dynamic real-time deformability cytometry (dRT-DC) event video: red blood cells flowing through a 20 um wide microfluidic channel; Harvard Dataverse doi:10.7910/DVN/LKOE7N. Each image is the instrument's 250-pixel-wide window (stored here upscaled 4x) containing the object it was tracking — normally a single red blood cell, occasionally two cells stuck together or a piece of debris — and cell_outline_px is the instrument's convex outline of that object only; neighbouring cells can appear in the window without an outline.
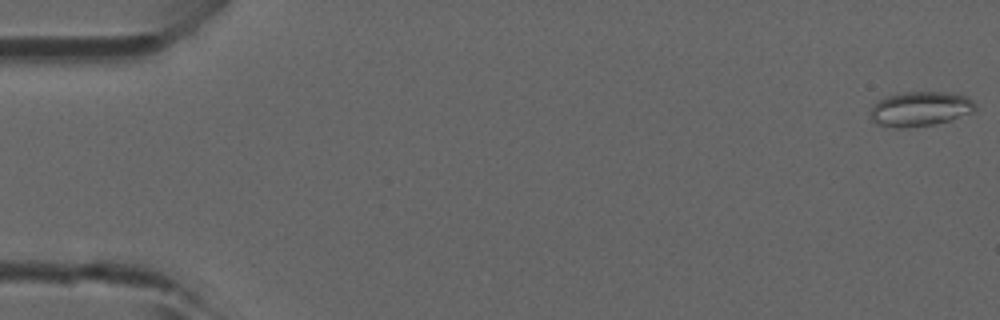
{"species": "common noctule bat (a hibernating species)", "species_latin": "Nyctalus noctula", "temperature_condition": "room temperature", "stored_images_in_passage": 46, "camera_frame_rate_fps": 3000, "um_per_image_px": 0.085, "animal": {"sex": "male", "forearm_length_mm": 52.5}, "frame": {"image": 1, "passage_image": 1, "time_ms": 0.0, "image_size_px": [1000, 320], "cell_outline_px": [[976, 112], [948, 120], [932, 124], [912, 128], [896, 128], [876, 124], [872, 120], [872, 104], [876, 100], [888, 96], [904, 92], [944, 92], [968, 96], [976, 104]], "centroid_in_image_um": [78.23, 9.26], "position_along_channel_um": 6.8, "area_um2": 21.33}}
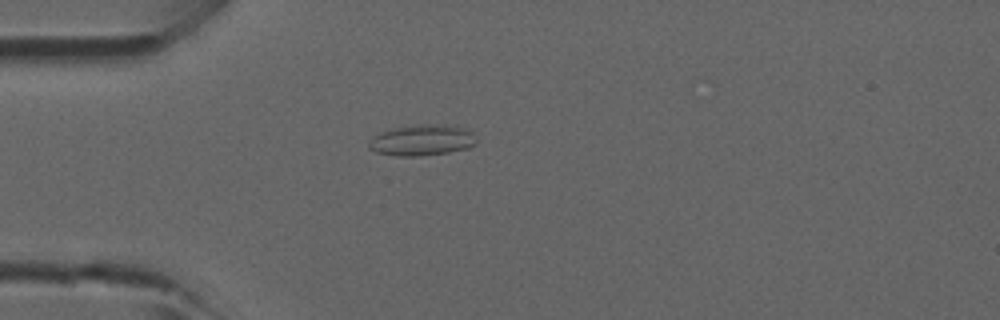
{"frame": {"image": 2, "passage_image": 13, "time_ms": 4.0, "image_size_px": [1000, 320], "cell_outline_px": [[476, 144], [468, 148], [448, 152], [420, 156], [400, 156], [376, 152], [368, 148], [368, 144], [380, 132], [392, 128], [416, 124], [448, 124], [464, 128], [472, 132], [476, 140]], "centroid_in_image_um": [35.9, 11.9], "position_along_channel_um": 49.1, "area_um2": 19.42}}
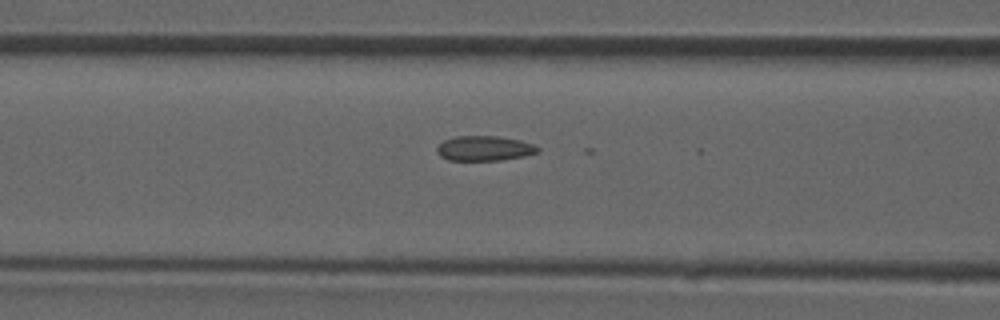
{"frame": {"image": 3, "passage_image": 19, "time_ms": 6.0, "image_size_px": [1000, 320], "cell_outline_px": [[540, 152], [524, 156], [500, 160], [448, 160], [440, 156], [436, 152], [436, 148], [444, 140], [456, 136], [496, 136], [520, 140], [532, 144], [540, 148]], "centroid_in_image_um": [41.17, 12.61], "position_along_channel_um": 125.4, "area_um2": 14.62}}